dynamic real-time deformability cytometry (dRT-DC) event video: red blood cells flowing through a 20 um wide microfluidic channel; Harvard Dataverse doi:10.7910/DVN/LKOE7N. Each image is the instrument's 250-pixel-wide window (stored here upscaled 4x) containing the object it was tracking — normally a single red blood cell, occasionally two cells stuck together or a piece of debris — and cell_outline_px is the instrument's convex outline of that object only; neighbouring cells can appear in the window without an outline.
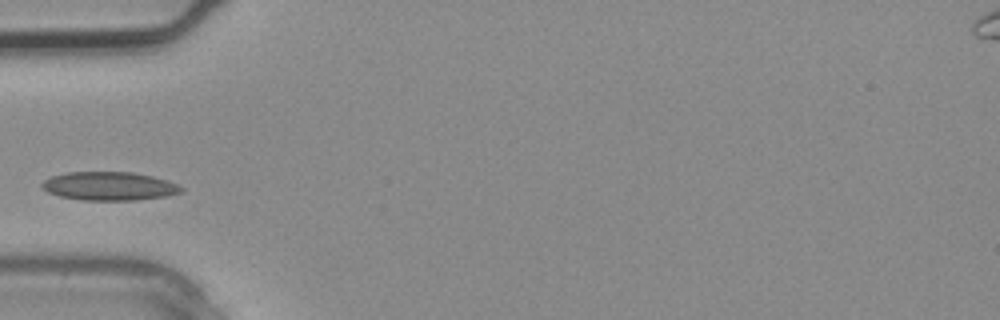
{"species": "common noctule bat (a hibernating species)", "species_latin": "Nyctalus noctula", "temperature_condition": "warm", "stored_images_in_passage": 1, "camera_frame_rate_fps": 3000, "um_per_image_px": 0.085, "animal": {"sex": "male", "body_mass_g": 20.4}, "frame": {"image": 1, "passage_image": 1, "time_ms": 0.0, "image_size_px": [1000, 320], "cell_outline_px": [[184, 188], [180, 192], [168, 196], [136, 200], [80, 200], [60, 196], [48, 192], [40, 184], [44, 180], [52, 176], [68, 172], [132, 172], [152, 176], [168, 180]], "centroid_in_image_um": [9.3, 15.82], "position_along_channel_um": 75.7, "area_um2": 23.12}}